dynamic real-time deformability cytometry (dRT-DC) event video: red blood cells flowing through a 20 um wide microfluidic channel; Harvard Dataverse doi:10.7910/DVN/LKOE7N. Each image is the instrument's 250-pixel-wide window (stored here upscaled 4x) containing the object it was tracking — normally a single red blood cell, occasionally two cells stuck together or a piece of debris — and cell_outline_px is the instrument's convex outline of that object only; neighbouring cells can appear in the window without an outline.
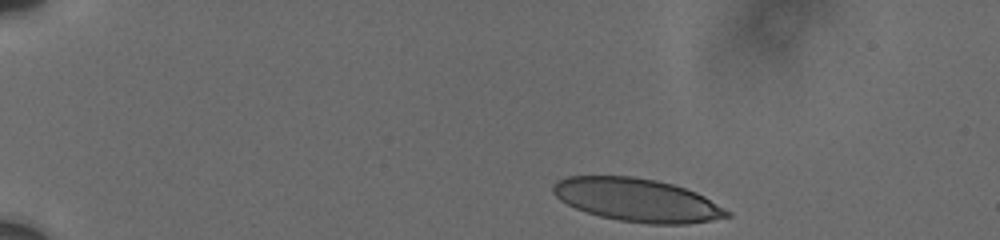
{"species": "human", "species_latin": "Homo sapiens", "temperature_condition": "cold", "stored_images_in_passage": 38, "camera_frame_rate_fps": 3000, "um_per_image_px": 0.085, "donor": {"sex": "male"}, "frame": {"image": 1, "passage_image": 1, "time_ms": 0.0, "image_size_px": [1000, 240], "cell_outline_px": [[732, 216], [712, 220], [688, 224], [648, 224], [620, 220], [600, 216], [576, 208], [560, 200], [552, 192], [552, 184], [556, 180], [568, 176], [632, 176], [656, 180], [672, 184], [696, 192], [704, 196], [732, 212]], "centroid_in_image_um": [54.17, 17.0], "position_along_channel_um": 30.8, "area_um2": 43.75}}
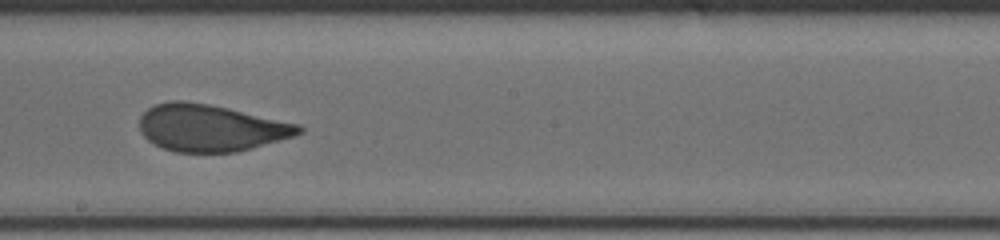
{"frame": {"image": 2, "passage_image": 18, "time_ms": 8.0, "image_size_px": [1000, 240], "cell_outline_px": [[304, 132], [292, 136], [236, 152], [176, 152], [164, 148], [148, 140], [140, 132], [140, 116], [148, 108], [156, 104], [172, 100], [184, 100], [208, 104], [228, 108], [300, 124], [304, 128]], "centroid_in_image_um": [17.89, 10.86], "position_along_channel_um": 230.3, "area_um2": 43.23}}
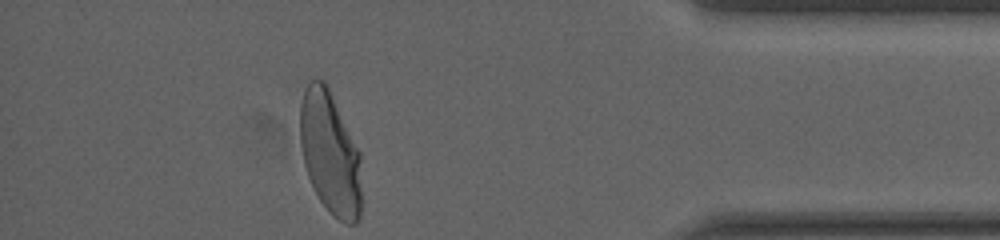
{"frame": {"image": 3, "passage_image": 38, "time_ms": 13.667, "image_size_px": [1000, 240], "cell_outline_px": [[360, 216], [356, 224], [348, 224], [340, 220], [320, 200], [308, 176], [304, 164], [300, 144], [300, 104], [304, 88], [308, 80], [324, 80], [328, 84], [360, 152]], "centroid_in_image_um": [28.05, 12.93], "position_along_channel_um": 407.2, "area_um2": 44.04}, "authors_computed_cell_mechanics": {"area_um2": 44.217, "velocity_mm_per_s": 3.6778, "shape_relaxation_time_tau1_ms": 4.5891, "shape_relaxation_time_tau2_ms": null, "deformation_change_tau1": 0.1592, "deformation_change_tau2": null}}